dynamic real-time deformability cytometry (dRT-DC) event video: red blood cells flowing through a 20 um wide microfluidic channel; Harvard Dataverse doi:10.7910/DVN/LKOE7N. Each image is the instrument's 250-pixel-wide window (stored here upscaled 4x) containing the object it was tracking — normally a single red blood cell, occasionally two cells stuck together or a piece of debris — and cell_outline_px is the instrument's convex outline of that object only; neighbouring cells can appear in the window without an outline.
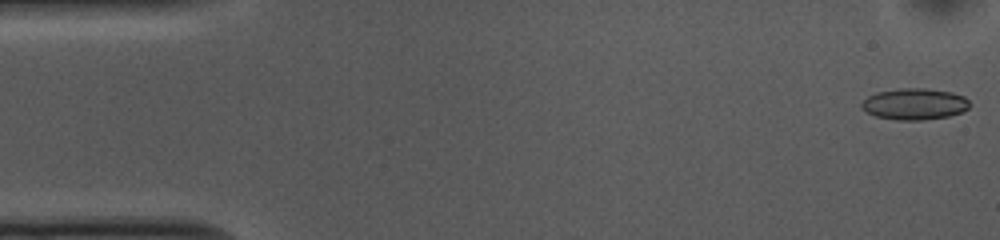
{"species": "common noctule bat (a hibernating species)", "species_latin": "Nyctalus noctula", "temperature_condition": "cold", "stored_images_in_passage": 11, "camera_frame_rate_fps": 3000, "um_per_image_px": 0.085, "animal": {"sex": "female", "body_mass_g": 10.0, "forearm_length_mm": 53.1}, "frame": {"image": 1, "passage_image": 1, "time_ms": 0.0, "image_size_px": [1000, 240], "cell_outline_px": [[968, 108], [960, 112], [948, 116], [924, 120], [896, 120], [876, 116], [860, 108], [860, 104], [868, 96], [876, 92], [900, 88], [924, 88], [952, 92], [964, 96], [968, 100]], "centroid_in_image_um": [77.71, 8.84], "position_along_channel_um": 7.3, "area_um2": 19.71}}